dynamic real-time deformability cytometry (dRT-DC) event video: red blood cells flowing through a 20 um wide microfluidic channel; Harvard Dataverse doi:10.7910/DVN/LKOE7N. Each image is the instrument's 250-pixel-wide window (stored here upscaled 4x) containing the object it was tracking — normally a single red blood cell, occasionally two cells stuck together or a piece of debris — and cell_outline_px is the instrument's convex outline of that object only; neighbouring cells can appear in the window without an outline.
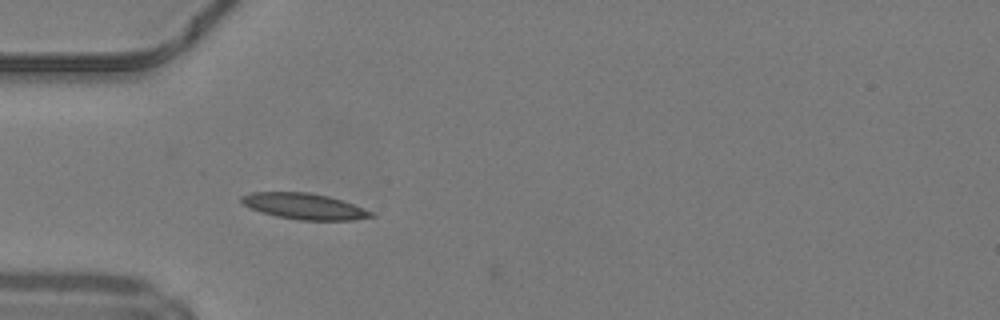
{"species": "common noctule bat (a hibernating species)", "species_latin": "Nyctalus noctula", "temperature_condition": "warm", "stored_images_in_passage": 4, "camera_frame_rate_fps": 3000, "um_per_image_px": 0.085, "animal": {"sex": "male", "body_mass_g": 19.2, "forearm_length_mm": 51.8}, "frame": {"image": 1, "passage_image": 3, "time_ms": 0.667, "image_size_px": [1000, 320], "cell_outline_px": [[376, 216], [352, 220], [300, 220], [276, 216], [260, 212], [240, 204], [240, 196], [252, 192], [308, 192], [328, 196], [352, 204], [372, 212]], "centroid_in_image_um": [25.79, 17.53], "position_along_channel_um": 59.2, "area_um2": 19.59}}